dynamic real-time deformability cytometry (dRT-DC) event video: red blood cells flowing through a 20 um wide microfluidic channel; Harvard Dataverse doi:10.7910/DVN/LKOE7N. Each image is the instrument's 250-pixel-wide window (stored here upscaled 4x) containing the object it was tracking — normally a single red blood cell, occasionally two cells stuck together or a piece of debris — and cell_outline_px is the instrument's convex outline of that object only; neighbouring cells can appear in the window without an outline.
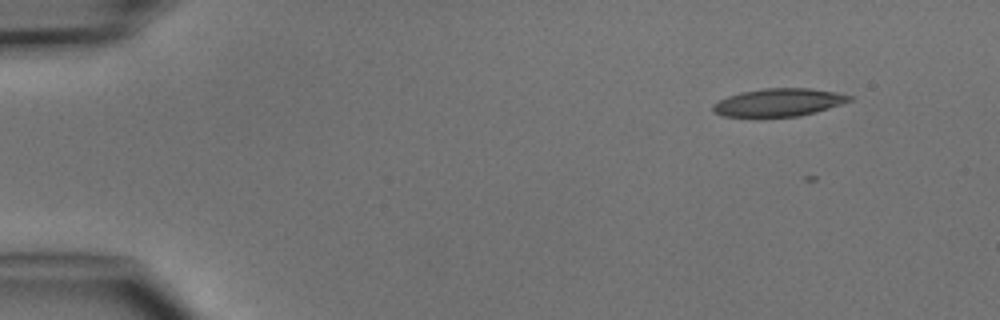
{"species": "common noctule bat (a hibernating species)", "species_latin": "Nyctalus noctula", "temperature_condition": "cold", "stored_images_in_passage": 5, "camera_frame_rate_fps": 3000, "um_per_image_px": 0.085, "animal": {"sex": "male", "body_mass_g": 15.6}, "frame": {"image": 1, "passage_image": 1, "time_ms": 0.0, "image_size_px": [1000, 320], "cell_outline_px": [[852, 100], [816, 112], [796, 116], [724, 116], [716, 112], [712, 108], [712, 104], [728, 96], [740, 92], [764, 88], [808, 88], [836, 92], [852, 96]], "centroid_in_image_um": [66.19, 8.69], "position_along_channel_um": 18.8, "area_um2": 21.79}}
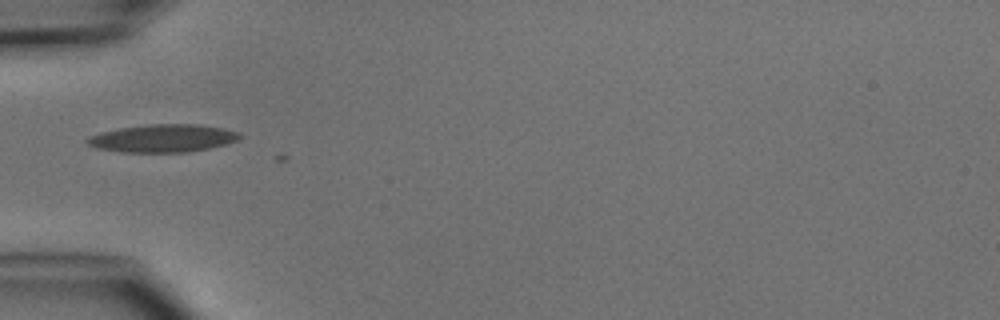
{"frame": {"image": 2, "passage_image": 4, "time_ms": 3.667, "image_size_px": [1000, 320], "cell_outline_px": [[240, 136], [236, 140], [224, 144], [208, 148], [188, 152], [120, 152], [96, 148], [88, 144], [84, 140], [88, 136], [100, 132], [120, 128], [148, 124], [196, 124], [220, 128], [240, 132]], "centroid_in_image_um": [13.77, 11.75], "position_along_channel_um": 71.2, "area_um2": 24.57}}